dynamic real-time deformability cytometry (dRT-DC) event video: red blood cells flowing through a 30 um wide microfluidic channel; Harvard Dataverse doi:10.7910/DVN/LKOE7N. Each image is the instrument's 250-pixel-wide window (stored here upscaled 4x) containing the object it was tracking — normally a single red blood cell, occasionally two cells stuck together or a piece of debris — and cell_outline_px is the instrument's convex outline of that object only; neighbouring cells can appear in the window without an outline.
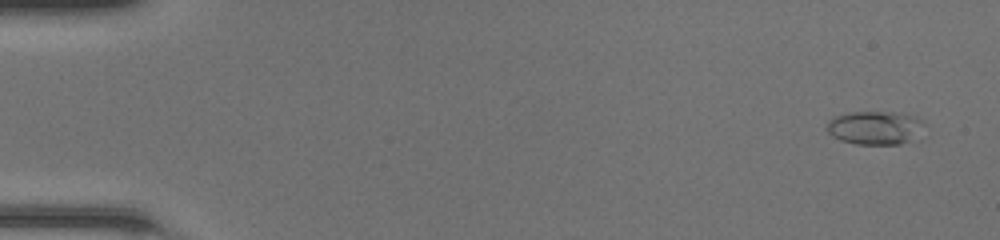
{"species": "common noctule bat (a hibernating species)", "species_latin": "Nyctalus noctula", "temperature_condition": "room temperature", "stored_images_in_passage": 50, "camera_frame_rate_fps": 3000, "um_per_image_px": 0.085, "animal": {"sex": "female", "body_mass_g": 20.0, "forearm_length_mm": 54.0}, "frame": {"image": 1, "passage_image": 3, "time_ms": 0.667, "image_size_px": [1000, 240], "cell_outline_px": [[924, 124], [908, 140], [900, 144], [856, 144], [840, 140], [832, 136], [828, 132], [828, 120], [832, 116], [848, 112], [900, 112], [916, 116], [924, 120]], "centroid_in_image_um": [74.31, 10.83], "position_along_channel_um": 10.7, "area_um2": 18.84}}
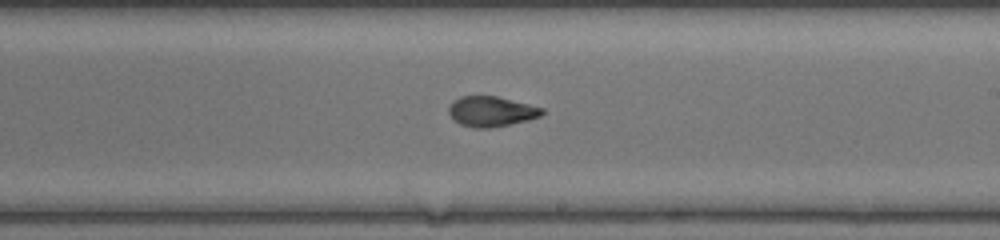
{"frame": {"image": 2, "passage_image": 30, "time_ms": 9.667, "image_size_px": [1000, 240], "cell_outline_px": [[544, 112], [540, 116], [528, 120], [488, 128], [472, 128], [460, 124], [448, 112], [448, 108], [452, 100], [460, 96], [496, 96], [544, 108]], "centroid_in_image_um": [41.73, 9.46], "position_along_channel_um": 247.3, "area_um2": 16.3}}
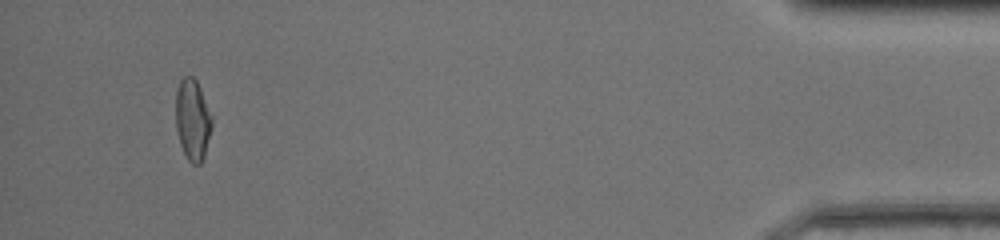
{"frame": {"image": 3, "passage_image": 47, "time_ms": 15.333, "image_size_px": [1000, 240], "cell_outline_px": [[212, 128], [204, 156], [200, 164], [192, 164], [188, 160], [180, 144], [176, 128], [176, 92], [180, 80], [184, 76], [192, 76], [196, 80], [200, 88], [212, 116]], "centroid_in_image_um": [16.37, 10.18], "position_along_channel_um": 418.8, "area_um2": 17.05}, "authors_computed_cell_mechanics": {"area_um2": 16.8198, "velocity_mm_per_s": 4.2793, "shape_relaxation_time_tau1_ms": 7.3223, "shape_relaxation_time_tau2_ms": 1.3314, "deformation_change_tau1": 0.2673, "deformation_change_tau2": 0.0738}}